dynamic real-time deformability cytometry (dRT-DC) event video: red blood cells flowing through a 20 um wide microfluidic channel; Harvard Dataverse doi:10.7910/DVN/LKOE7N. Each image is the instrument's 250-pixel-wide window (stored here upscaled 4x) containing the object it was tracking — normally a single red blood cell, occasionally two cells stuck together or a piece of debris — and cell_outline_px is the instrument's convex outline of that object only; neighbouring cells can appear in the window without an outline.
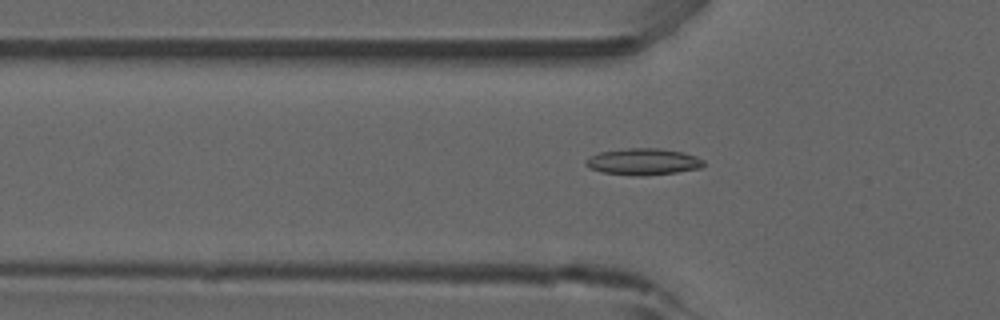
{"species": "common noctule bat (a hibernating species)", "species_latin": "Nyctalus noctula", "temperature_condition": "room temperature", "stored_images_in_passage": 52, "camera_frame_rate_fps": 3000, "um_per_image_px": 0.085, "animal": {"sex": "male", "forearm_length_mm": 52.5}, "frame": {"image": 1, "passage_image": 17, "time_ms": 5.333, "image_size_px": [1000, 320], "cell_outline_px": [[704, 164], [700, 168], [676, 172], [640, 176], [632, 176], [600, 172], [588, 168], [584, 164], [584, 160], [600, 152], [628, 148], [660, 148], [684, 152], [696, 156], [704, 160]], "centroid_in_image_um": [54.65, 13.75], "position_along_channel_um": 71.2, "area_um2": 18.38}}
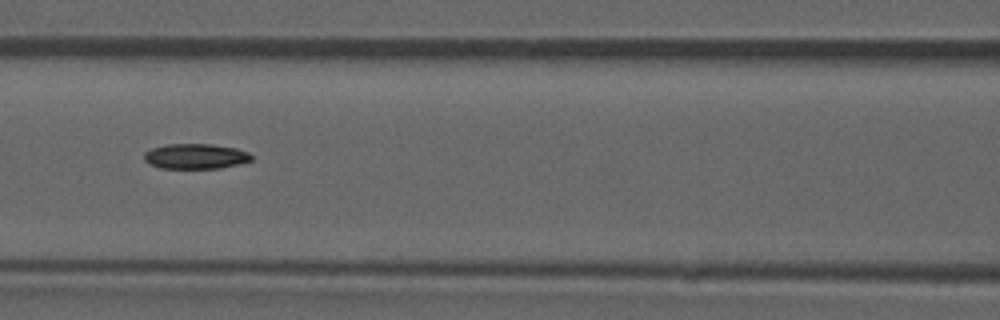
{"frame": {"image": 2, "passage_image": 23, "time_ms": 7.333, "image_size_px": [1000, 320], "cell_outline_px": [[252, 160], [240, 164], [220, 168], [160, 168], [148, 164], [144, 160], [144, 152], [152, 148], [164, 144], [212, 144], [236, 148], [248, 152], [252, 156]], "centroid_in_image_um": [16.6, 13.28], "position_along_channel_um": 150.0, "area_um2": 15.9}}
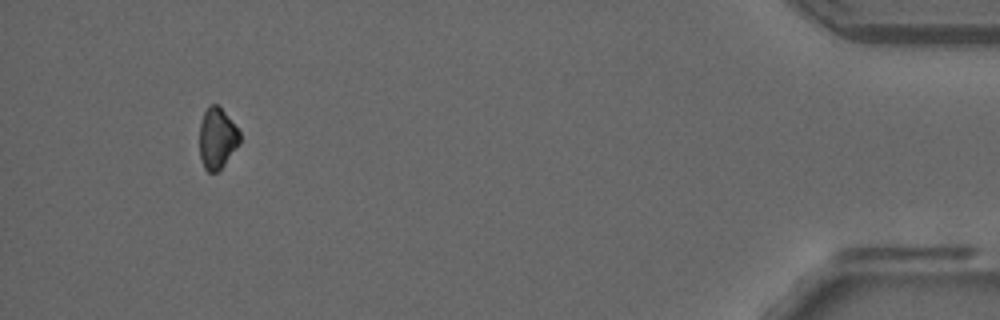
{"frame": {"image": 3, "passage_image": 49, "time_ms": 16.0, "image_size_px": [1000, 320], "cell_outline_px": [[240, 144], [224, 164], [216, 172], [208, 172], [204, 168], [200, 160], [200, 124], [204, 112], [208, 104], [216, 104], [224, 112], [240, 132]], "centroid_in_image_um": [18.45, 11.76], "position_along_channel_um": 416.8, "area_um2": 14.22}}